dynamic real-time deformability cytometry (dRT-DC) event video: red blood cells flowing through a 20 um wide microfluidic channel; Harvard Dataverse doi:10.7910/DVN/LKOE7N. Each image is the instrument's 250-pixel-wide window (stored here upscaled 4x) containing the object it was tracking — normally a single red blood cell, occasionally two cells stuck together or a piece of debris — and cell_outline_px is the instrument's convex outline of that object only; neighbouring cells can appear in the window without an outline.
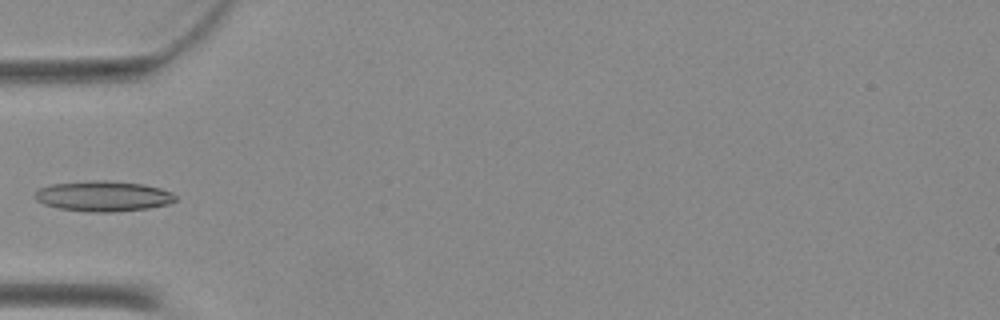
{"species": "Egyptian fruit bat (a non-hibernating species)", "species_latin": "Rousettus aegyptiacus", "temperature_condition": "warm", "stored_images_in_passage": 34, "camera_frame_rate_fps": 3000, "um_per_image_px": 0.085, "animal": {"sex": "female"}, "frame": {"image": 1, "passage_image": 1, "time_ms": 0.0, "image_size_px": [1000, 320], "cell_outline_px": [[176, 200], [168, 204], [148, 208], [112, 212], [92, 212], [60, 208], [44, 204], [36, 200], [32, 196], [32, 192], [40, 188], [52, 184], [96, 180], [104, 180], [144, 184], [160, 188], [172, 192], [176, 196]], "centroid_in_image_um": [8.76, 16.67], "position_along_channel_um": 76.2, "area_um2": 24.91}}
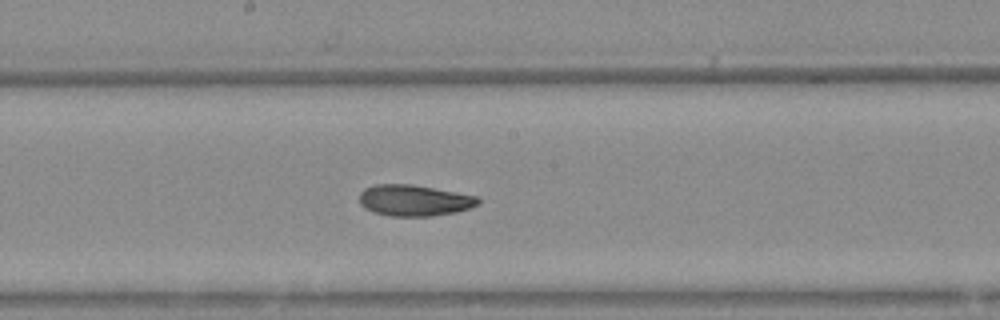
{"frame": {"image": 2, "passage_image": 11, "time_ms": 3.333, "image_size_px": [1000, 320], "cell_outline_px": [[480, 204], [456, 212], [432, 216], [392, 216], [376, 212], [360, 204], [360, 192], [364, 188], [372, 184], [412, 184], [480, 196]], "centroid_in_image_um": [35.25, 17.02], "position_along_channel_um": 213.0, "area_um2": 21.62}}
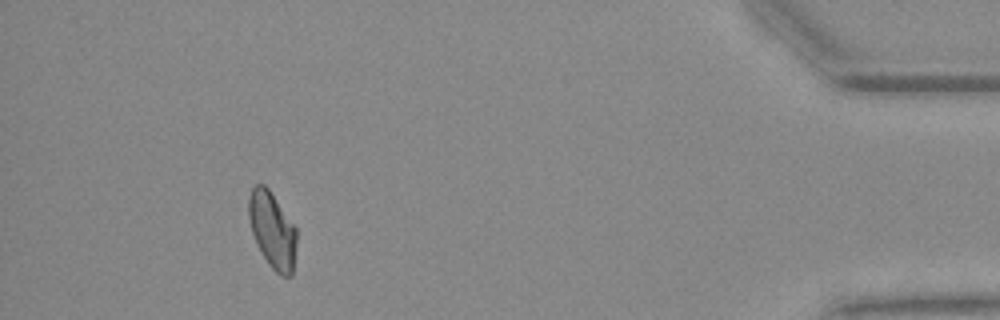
{"frame": {"image": 3, "passage_image": 30, "time_ms": 9.667, "image_size_px": [1000, 320], "cell_outline_px": [[296, 244], [292, 276], [280, 276], [268, 264], [256, 244], [252, 232], [248, 216], [248, 200], [252, 188], [256, 184], [264, 184], [268, 188], [296, 228]], "centroid_in_image_um": [23.14, 19.57], "position_along_channel_um": 412.1, "area_um2": 21.15}}